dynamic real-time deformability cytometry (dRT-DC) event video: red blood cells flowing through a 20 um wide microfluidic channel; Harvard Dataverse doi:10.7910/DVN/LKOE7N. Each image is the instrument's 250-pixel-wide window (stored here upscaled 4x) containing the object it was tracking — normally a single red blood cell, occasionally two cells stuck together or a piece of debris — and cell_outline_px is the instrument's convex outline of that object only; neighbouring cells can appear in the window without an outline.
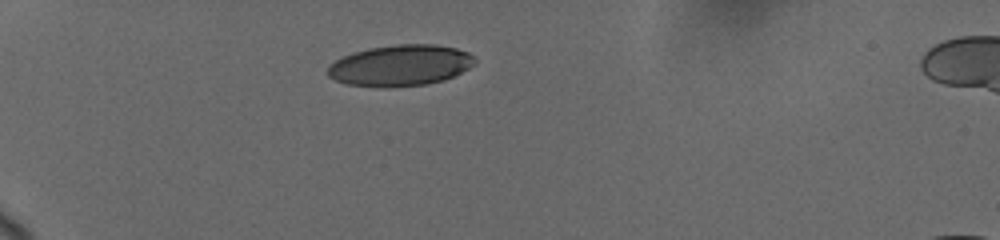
{"species": "human", "species_latin": "Homo sapiens", "temperature_condition": "cold", "stored_images_in_passage": 18, "camera_frame_rate_fps": 3000, "um_per_image_px": 0.085, "donor": {"sex": "female"}, "frame": {"image": 1, "passage_image": 1, "time_ms": 0.0, "image_size_px": [1000, 240], "cell_outline_px": [[476, 64], [444, 80], [424, 84], [388, 88], [380, 88], [344, 84], [328, 76], [328, 64], [352, 52], [368, 48], [396, 44], [432, 44], [456, 48], [468, 52], [476, 60]], "centroid_in_image_um": [33.99, 5.56], "position_along_channel_um": 51.0, "area_um2": 35.43}}
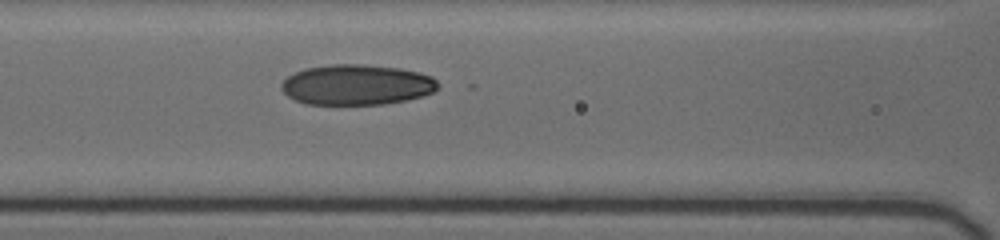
{"frame": {"image": 2, "passage_image": 13, "time_ms": 3.333, "image_size_px": [1000, 240], "cell_outline_px": [[440, 84], [432, 92], [408, 100], [384, 104], [304, 104], [288, 96], [280, 88], [280, 84], [288, 76], [304, 68], [328, 64], [364, 64], [400, 68], [432, 76]], "centroid_in_image_um": [30.29, 7.2], "position_along_channel_um": 136.3, "area_um2": 36.93}}
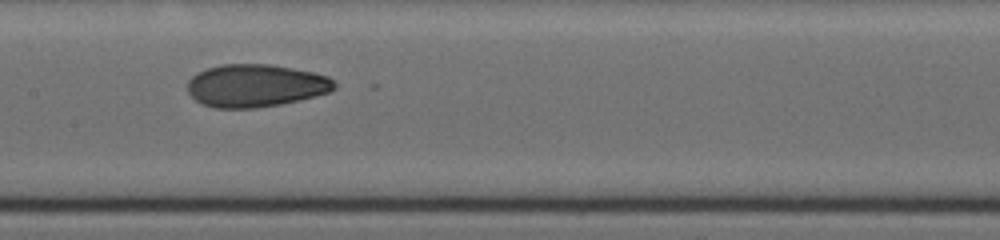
{"frame": {"image": 3, "passage_image": 17, "time_ms": 4.667, "image_size_px": [1000, 240], "cell_outline_px": [[336, 88], [328, 92], [280, 104], [252, 108], [212, 108], [200, 104], [188, 92], [188, 80], [196, 72], [220, 64], [268, 64], [292, 68], [312, 72], [328, 76], [336, 84]], "centroid_in_image_um": [21.67, 7.27], "position_along_channel_um": 185.7, "area_um2": 36.41}}